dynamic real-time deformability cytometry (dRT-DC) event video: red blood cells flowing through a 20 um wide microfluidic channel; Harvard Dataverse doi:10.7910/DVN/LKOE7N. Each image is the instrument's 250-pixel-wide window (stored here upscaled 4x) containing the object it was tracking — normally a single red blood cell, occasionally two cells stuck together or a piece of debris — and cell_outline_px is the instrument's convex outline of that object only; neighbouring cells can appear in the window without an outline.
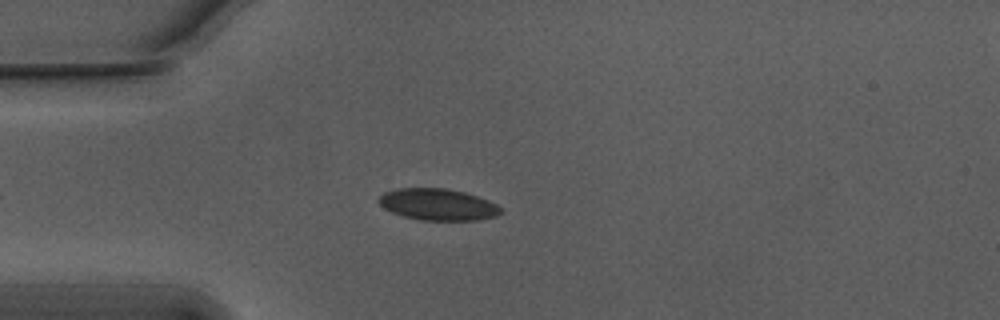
{"species": "Egyptian fruit bat (a non-hibernating species)", "species_latin": "Rousettus aegyptiacus", "temperature_condition": "warm", "stored_images_in_passage": 46, "camera_frame_rate_fps": 3000, "um_per_image_px": 0.085, "animal": {"sex": "male"}, "frame": {"image": 1, "passage_image": 6, "time_ms": 1.667, "image_size_px": [1000, 320], "cell_outline_px": [[504, 212], [496, 216], [476, 220], [420, 220], [404, 216], [392, 212], [384, 208], [376, 200], [384, 192], [400, 188], [444, 188], [464, 192], [488, 200], [504, 208]], "centroid_in_image_um": [37.24, 17.38], "position_along_channel_um": 47.8, "area_um2": 22.48}}
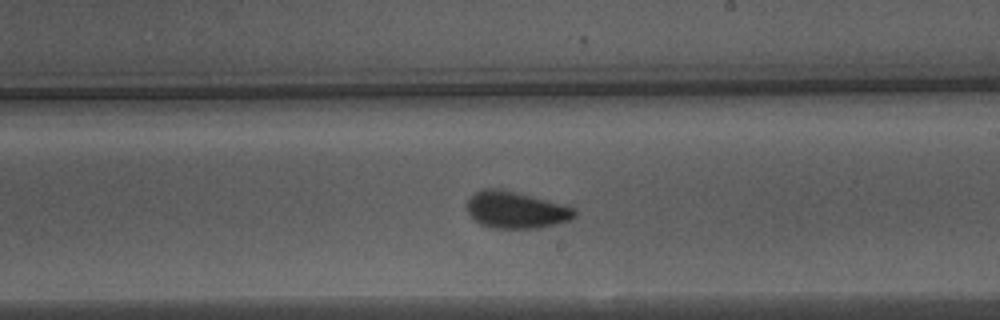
{"frame": {"image": 2, "passage_image": 23, "time_ms": 7.333, "image_size_px": [1000, 320], "cell_outline_px": [[576, 216], [568, 220], [556, 224], [536, 228], [492, 228], [476, 220], [468, 212], [468, 200], [480, 188], [500, 188], [564, 204], [576, 208]], "centroid_in_image_um": [43.89, 17.83], "position_along_channel_um": 245.1, "area_um2": 22.89}}
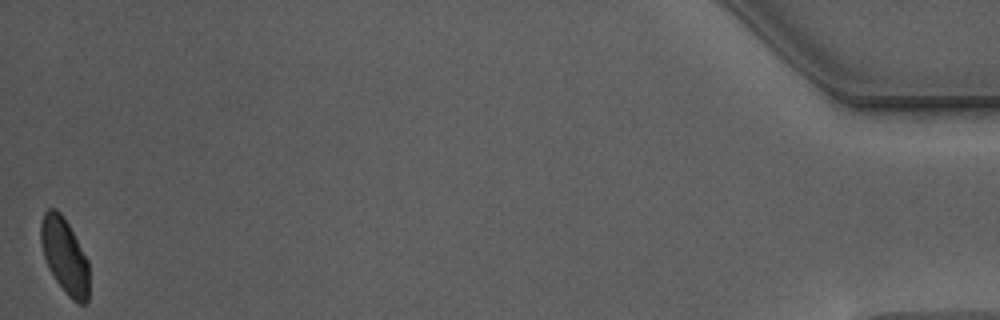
{"frame": {"image": 3, "passage_image": 46, "time_ms": 15.0, "image_size_px": [1000, 320], "cell_outline_px": [[88, 304], [80, 304], [72, 300], [68, 296], [56, 280], [48, 268], [44, 256], [40, 240], [40, 224], [44, 212], [48, 208], [56, 208], [60, 212], [68, 224], [88, 260]], "centroid_in_image_um": [5.48, 21.75], "position_along_channel_um": 429.7, "area_um2": 21.15}, "authors_computed_cell_mechanics": {"area_um2": 22.4842, "velocity_mm_per_s": 3.7317, "shape_relaxation_time_tau1_ms": 4.7057, "shape_relaxation_time_tau2_ms": null, "deformation_change_tau1": 0.0947, "deformation_change_tau2": null}}